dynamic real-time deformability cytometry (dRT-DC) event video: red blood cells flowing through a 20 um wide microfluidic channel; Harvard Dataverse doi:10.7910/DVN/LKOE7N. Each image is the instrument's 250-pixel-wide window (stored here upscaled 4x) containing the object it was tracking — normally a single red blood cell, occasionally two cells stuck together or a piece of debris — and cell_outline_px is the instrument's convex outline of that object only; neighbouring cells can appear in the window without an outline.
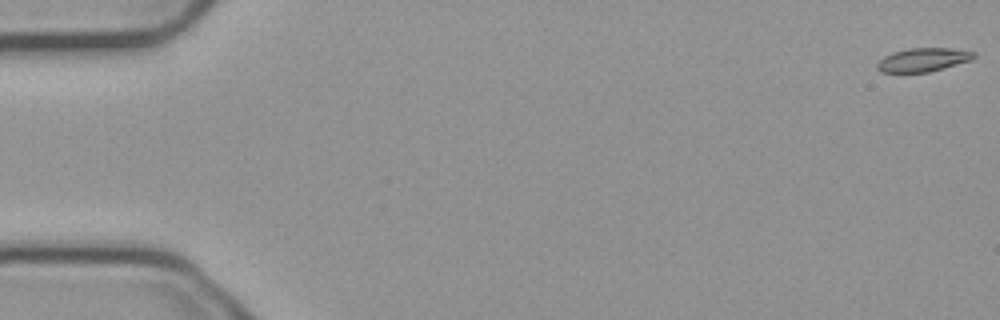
{"species": "common noctule bat (a hibernating species)", "species_latin": "Nyctalus noctula", "temperature_condition": "cold", "stored_images_in_passage": 4, "camera_frame_rate_fps": 3000, "um_per_image_px": 0.085, "animal": {"sex": "male", "body_mass_g": 23.1, "forearm_length_mm": 52.7}, "frame": {"image": 1, "passage_image": 1, "time_ms": 0.0, "image_size_px": [1000, 320], "cell_outline_px": [[976, 56], [972, 60], [928, 72], [880, 72], [876, 68], [876, 64], [884, 56], [892, 52], [908, 48], [952, 48], [976, 52]], "centroid_in_image_um": [78.46, 5.07], "position_along_channel_um": 6.5, "area_um2": 13.35}}